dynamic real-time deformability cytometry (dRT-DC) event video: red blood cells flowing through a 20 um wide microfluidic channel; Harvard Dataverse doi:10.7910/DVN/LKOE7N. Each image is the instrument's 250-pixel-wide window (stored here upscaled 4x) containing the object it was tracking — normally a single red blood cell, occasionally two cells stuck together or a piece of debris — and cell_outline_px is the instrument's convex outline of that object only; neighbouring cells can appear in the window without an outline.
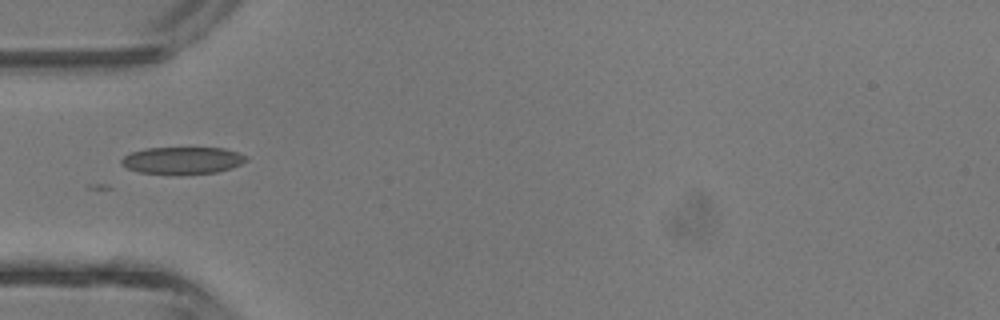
{"species": "common noctule bat (a hibernating species)", "species_latin": "Nyctalus noctula", "temperature_condition": "room temperature", "stored_images_in_passage": 6, "camera_frame_rate_fps": 3000, "um_per_image_px": 0.085, "animal": {"sex": "male", "body_mass_g": 13.3}, "frame": {"image": 1, "passage_image": 5, "time_ms": 4.667, "image_size_px": [1000, 320], "cell_outline_px": [[248, 160], [232, 168], [216, 172], [140, 172], [128, 168], [120, 164], [120, 160], [124, 156], [132, 152], [144, 148], [224, 148], [236, 152], [244, 156]], "centroid_in_image_um": [15.49, 13.6], "position_along_channel_um": 69.5, "area_um2": 18.9}}
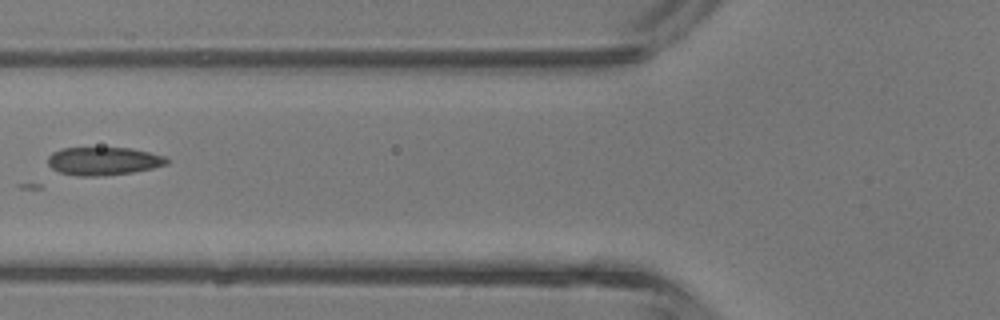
{"frame": {"image": 2, "passage_image": 6, "time_ms": 5.667, "image_size_px": [1000, 320], "cell_outline_px": [[168, 164], [152, 168], [132, 172], [104, 176], [76, 176], [60, 172], [52, 168], [48, 164], [48, 156], [52, 152], [64, 148], [132, 148], [164, 156], [168, 160]], "centroid_in_image_um": [8.78, 13.7], "position_along_channel_um": 117.0, "area_um2": 19.42}}